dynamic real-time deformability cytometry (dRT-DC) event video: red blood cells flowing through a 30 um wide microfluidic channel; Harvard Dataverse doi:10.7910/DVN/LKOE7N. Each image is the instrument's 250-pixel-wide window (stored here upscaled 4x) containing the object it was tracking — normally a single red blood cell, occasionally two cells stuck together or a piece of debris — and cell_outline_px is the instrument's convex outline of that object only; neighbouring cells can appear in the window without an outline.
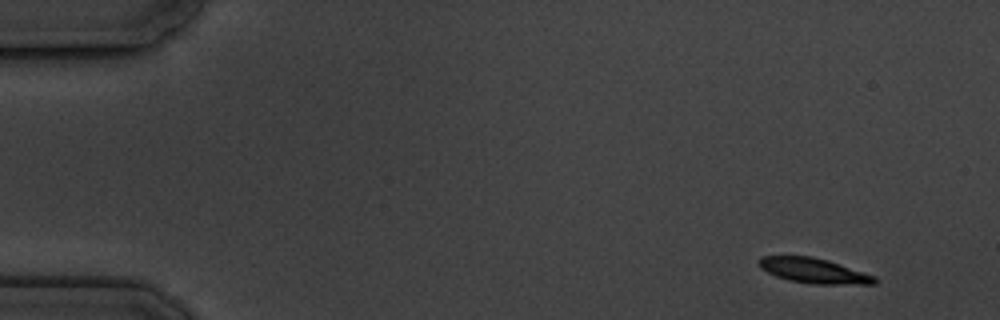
{"species": "common noctule bat (a hibernating species)", "species_latin": "Nyctalus noctula", "temperature_condition": "cold", "stored_images_in_passage": 7, "camera_frame_rate_fps": 3000, "um_per_image_px": 0.085, "animal": {"sex": "male", "body_mass_g": 19.5, "forearm_length_mm": 54.6}, "frame": {"image": 1, "passage_image": 1, "time_ms": 0.0, "image_size_px": [1000, 320], "cell_outline_px": [[880, 280], [876, 284], [812, 284], [788, 280], [776, 276], [760, 268], [756, 264], [756, 260], [760, 256], [812, 256], [828, 260], [876, 276]], "centroid_in_image_um": [69.16, 23.0], "position_along_channel_um": 15.8, "area_um2": 17.17}}
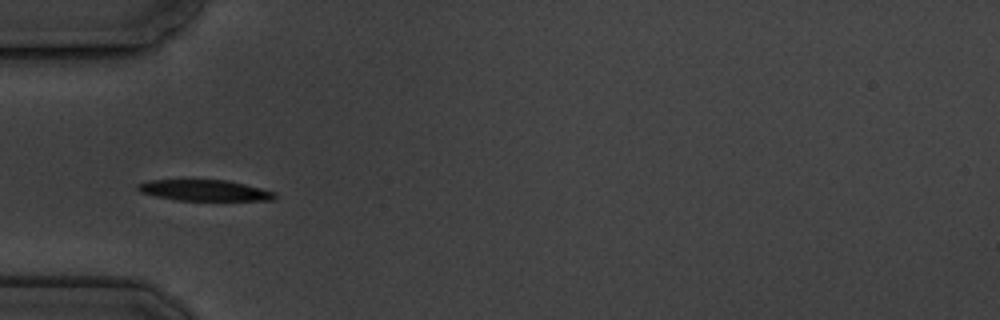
{"frame": {"image": 2, "passage_image": 5, "time_ms": 4.667, "image_size_px": [1000, 320], "cell_outline_px": [[280, 196], [276, 200], [176, 200], [156, 196], [140, 192], [136, 188], [136, 184], [148, 180], [228, 180], [276, 192]], "centroid_in_image_um": [17.41, 16.18], "position_along_channel_um": 67.6, "area_um2": 16.82}}
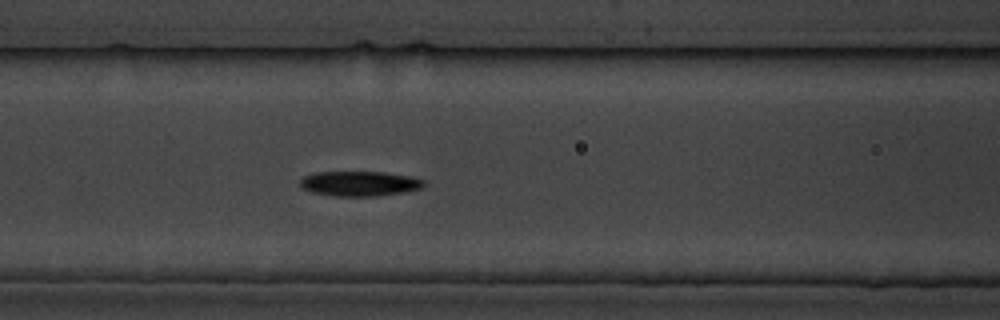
{"frame": {"image": 3, "passage_image": 7, "time_ms": 6.667, "image_size_px": [1000, 320], "cell_outline_px": [[424, 188], [404, 192], [376, 196], [336, 196], [312, 192], [304, 188], [300, 184], [300, 180], [304, 176], [316, 172], [384, 172], [412, 176], [424, 180]], "centroid_in_image_um": [30.61, 15.6], "position_along_channel_um": 136.0, "area_um2": 17.98}}